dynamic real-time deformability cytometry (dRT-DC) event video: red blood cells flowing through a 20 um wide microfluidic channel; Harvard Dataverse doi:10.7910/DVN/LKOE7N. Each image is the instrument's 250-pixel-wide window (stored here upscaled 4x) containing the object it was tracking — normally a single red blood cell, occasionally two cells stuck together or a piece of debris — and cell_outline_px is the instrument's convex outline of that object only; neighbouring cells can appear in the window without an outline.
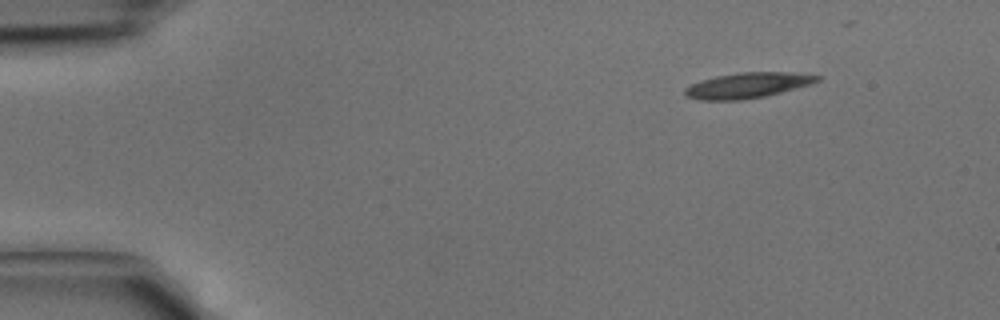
{"species": "common noctule bat (a hibernating species)", "species_latin": "Nyctalus noctula", "temperature_condition": "cold", "stored_images_in_passage": 33, "camera_frame_rate_fps": 3000, "um_per_image_px": 0.085, "animal": {"sex": "male", "body_mass_g": 15.6}, "frame": {"image": 1, "passage_image": 1, "time_ms": 0.0, "image_size_px": [1000, 320], "cell_outline_px": [[820, 80], [808, 84], [780, 92], [764, 96], [740, 100], [700, 100], [684, 96], [684, 88], [700, 80], [716, 76], [740, 72], [788, 72], [820, 76]], "centroid_in_image_um": [63.46, 7.25], "position_along_channel_um": 21.5, "area_um2": 19.36}}
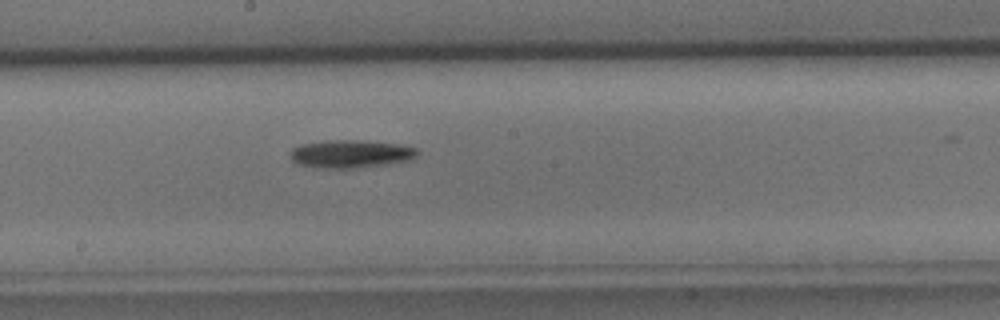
{"frame": {"image": 2, "passage_image": 19, "time_ms": 6.0, "image_size_px": [1000, 320], "cell_outline_px": [[420, 152], [416, 156], [408, 160], [388, 164], [356, 168], [312, 168], [296, 164], [288, 156], [288, 152], [292, 148], [300, 144], [324, 140], [356, 140], [400, 144], [416, 148]], "centroid_in_image_um": [29.73, 13.08], "position_along_channel_um": 218.5, "area_um2": 21.1}}
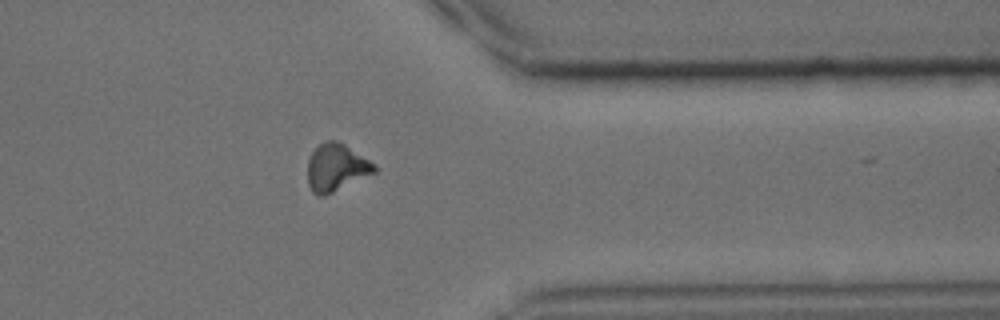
{"frame": {"image": 3, "passage_image": 30, "time_ms": 9.667, "image_size_px": [1000, 320], "cell_outline_px": [[376, 172], [324, 196], [320, 196], [312, 192], [308, 184], [308, 160], [312, 152], [324, 140], [336, 140], [344, 144], [376, 164]], "centroid_in_image_um": [28.58, 14.23], "position_along_channel_um": 382.8, "area_um2": 18.32}}